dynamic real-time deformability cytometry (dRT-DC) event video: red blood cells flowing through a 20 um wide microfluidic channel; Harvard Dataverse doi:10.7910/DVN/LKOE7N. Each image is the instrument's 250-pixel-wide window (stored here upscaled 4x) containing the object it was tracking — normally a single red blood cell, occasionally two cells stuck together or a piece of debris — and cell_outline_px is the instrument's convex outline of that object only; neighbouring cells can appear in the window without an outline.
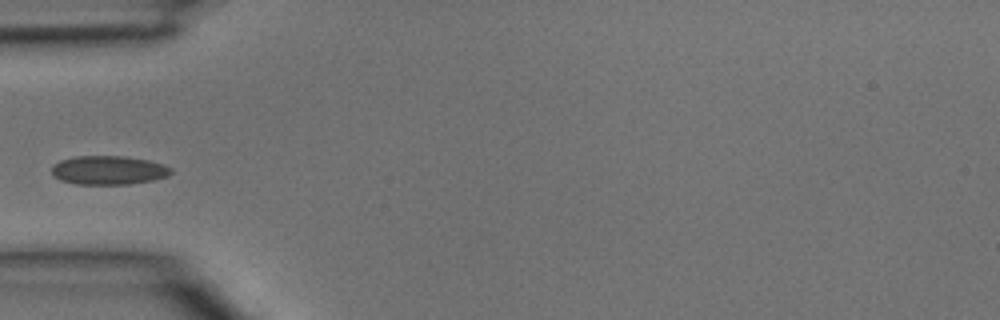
{"species": "common noctule bat (a hibernating species)", "species_latin": "Nyctalus noctula", "temperature_condition": "room temperature", "stored_images_in_passage": 4, "camera_frame_rate_fps": 3000, "um_per_image_px": 0.085, "animal": {"sex": "male", "body_mass_g": 15.6}, "frame": {"image": 1, "passage_image": 4, "time_ms": 1.0, "image_size_px": [1000, 320], "cell_outline_px": [[172, 172], [168, 176], [152, 180], [128, 184], [76, 184], [60, 180], [52, 172], [52, 164], [60, 160], [76, 156], [124, 156], [148, 160], [164, 164], [172, 168]], "centroid_in_image_um": [9.23, 14.46], "position_along_channel_um": 75.8, "area_um2": 20.06}}